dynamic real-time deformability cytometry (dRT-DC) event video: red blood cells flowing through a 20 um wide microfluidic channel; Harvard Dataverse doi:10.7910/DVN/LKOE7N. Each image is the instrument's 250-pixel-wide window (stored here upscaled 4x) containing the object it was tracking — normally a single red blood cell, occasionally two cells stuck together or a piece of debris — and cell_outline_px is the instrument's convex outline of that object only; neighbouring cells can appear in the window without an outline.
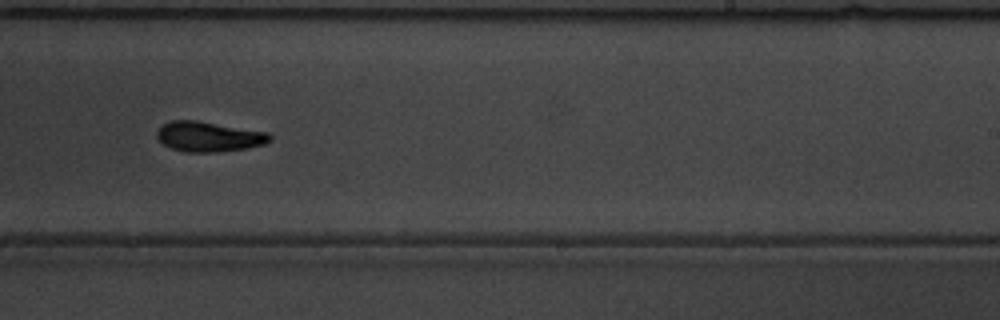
{"species": "common noctule bat (a hibernating species)", "species_latin": "Nyctalus noctula", "temperature_condition": "warm", "stored_images_in_passage": 32, "camera_frame_rate_fps": 3000, "um_per_image_px": 0.085, "animal": {"sex": "male", "body_mass_g": 19.5, "forearm_length_mm": 54.6}, "frame": {"image": 1, "passage_image": 19, "time_ms": 6.0, "image_size_px": [1000, 320], "cell_outline_px": [[272, 140], [264, 144], [244, 148], [216, 152], [184, 152], [172, 148], [164, 144], [156, 136], [156, 132], [164, 124], [172, 120], [196, 120], [268, 132], [272, 136]], "centroid_in_image_um": [17.76, 11.61], "position_along_channel_um": 271.2, "area_um2": 19.65}, "authors_computed_cell_mechanics": {"area_um2": 19.5364, "velocity_mm_per_s": 3.7156, "shape_relaxation_time_tau1_ms": 4.2565, "shape_relaxation_time_tau2_ms": 5.926, "deformation_change_tau1": 0.1788, "deformation_change_tau2": 0.0981}}